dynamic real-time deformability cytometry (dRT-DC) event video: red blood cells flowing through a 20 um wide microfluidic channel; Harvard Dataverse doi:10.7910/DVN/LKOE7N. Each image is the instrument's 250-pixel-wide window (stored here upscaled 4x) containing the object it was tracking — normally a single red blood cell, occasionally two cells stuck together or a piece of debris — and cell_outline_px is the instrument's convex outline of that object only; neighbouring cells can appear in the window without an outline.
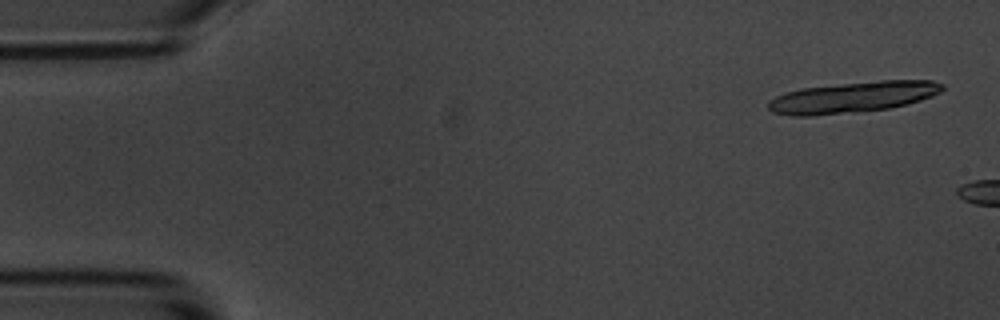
{"species": "common noctule bat (a hibernating species)", "species_latin": "Nyctalus noctula", "temperature_condition": "room temperature", "stored_images_in_passage": 6, "camera_frame_rate_fps": 3000, "um_per_image_px": 0.085, "animal": {"sex": "male", "body_mass_g": 20.1, "forearm_length_mm": 53.5}, "frame": {"image": 1, "passage_image": 2, "time_ms": 0.333, "image_size_px": [1000, 320], "cell_outline_px": [[944, 88], [940, 92], [932, 96], [920, 100], [888, 108], [812, 116], [792, 116], [772, 112], [768, 108], [768, 100], [784, 92], [800, 88], [880, 80], [932, 80], [944, 84]], "centroid_in_image_um": [72.45, 8.25], "position_along_channel_um": 12.6, "area_um2": 31.27}}